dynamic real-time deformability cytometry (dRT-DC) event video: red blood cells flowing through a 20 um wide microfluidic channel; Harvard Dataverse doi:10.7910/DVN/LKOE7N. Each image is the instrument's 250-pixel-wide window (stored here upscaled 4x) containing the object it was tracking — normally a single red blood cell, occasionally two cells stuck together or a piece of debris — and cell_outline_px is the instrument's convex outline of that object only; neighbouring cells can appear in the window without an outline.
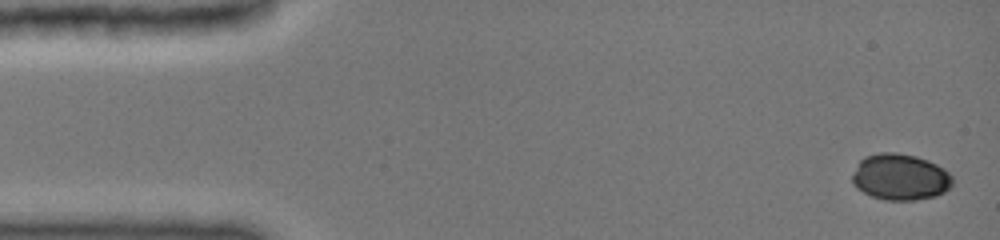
{"species": "common noctule bat (a hibernating species)", "species_latin": "Nyctalus noctula", "temperature_condition": "cold", "stored_images_in_passage": 17, "camera_frame_rate_fps": 3000, "um_per_image_px": 0.085, "animal": {"sex": "female", "body_mass_g": 19.0, "forearm_length_mm": 51.5}, "frame": {"image": 1, "passage_image": 1, "time_ms": 0.0, "image_size_px": [1000, 240], "cell_outline_px": [[952, 184], [944, 192], [936, 196], [916, 200], [884, 200], [872, 196], [856, 188], [852, 184], [852, 176], [860, 160], [864, 156], [880, 152], [896, 152], [916, 156], [928, 160], [944, 168], [952, 176]], "centroid_in_image_um": [76.51, 15.04], "position_along_channel_um": 8.5, "area_um2": 27.17}}
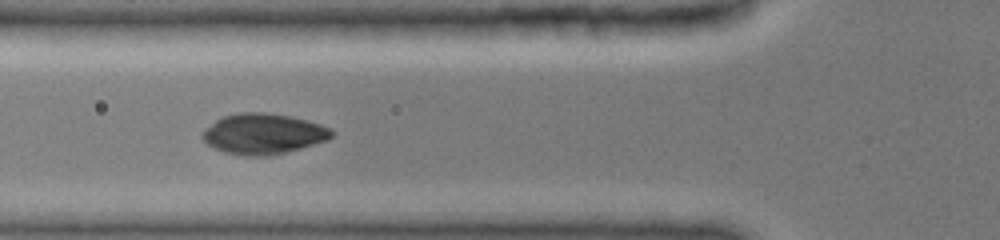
{"frame": {"image": 2, "passage_image": 10, "time_ms": 5.333, "image_size_px": [1000, 240], "cell_outline_px": [[336, 132], [328, 140], [288, 152], [272, 156], [244, 156], [224, 152], [208, 144], [200, 136], [216, 120], [224, 116], [240, 112], [260, 112], [288, 116], [320, 124]], "centroid_in_image_um": [22.4, 11.39], "position_along_channel_um": 103.4, "area_um2": 30.29}}
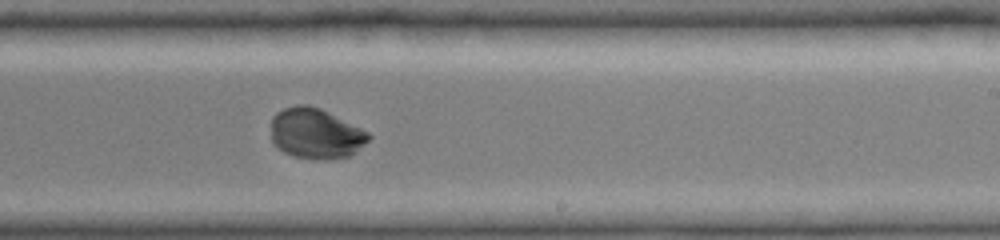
{"frame": {"image": 3, "passage_image": 17, "time_ms": 9.333, "image_size_px": [1000, 240], "cell_outline_px": [[372, 136], [356, 152], [348, 156], [328, 160], [324, 160], [292, 156], [284, 152], [272, 144], [272, 116], [276, 112], [284, 108], [296, 104], [308, 104], [320, 108], [368, 132]], "centroid_in_image_um": [26.81, 11.35], "position_along_channel_um": 262.2, "area_um2": 28.73}}